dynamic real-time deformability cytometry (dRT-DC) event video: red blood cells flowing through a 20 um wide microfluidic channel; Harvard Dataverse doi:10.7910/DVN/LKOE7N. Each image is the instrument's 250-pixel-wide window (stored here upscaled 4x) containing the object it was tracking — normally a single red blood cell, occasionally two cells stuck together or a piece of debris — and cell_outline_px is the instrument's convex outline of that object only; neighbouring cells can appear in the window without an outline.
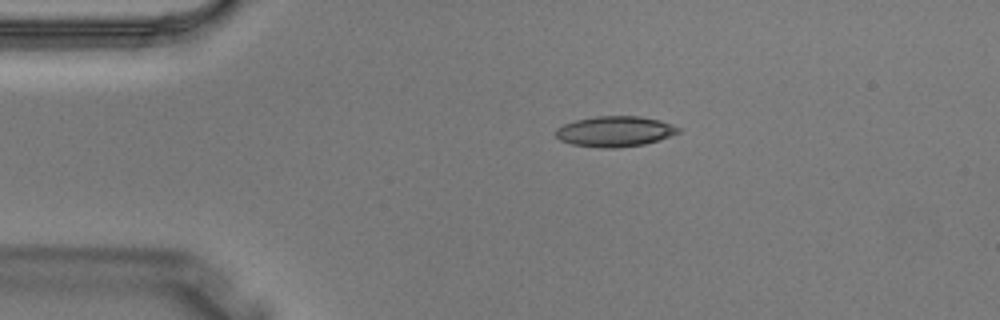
{"species": "Egyptian fruit bat (a non-hibernating species)", "species_latin": "Rousettus aegyptiacus", "temperature_condition": "warm", "stored_images_in_passage": 2, "camera_frame_rate_fps": 3000, "um_per_image_px": 0.085, "animal": {"sex": "male"}, "frame": {"image": 1, "passage_image": 1, "time_ms": 0.0, "image_size_px": [1000, 320], "cell_outline_px": [[680, 132], [644, 144], [616, 148], [600, 148], [572, 144], [560, 140], [556, 136], [556, 128], [564, 124], [576, 120], [596, 116], [640, 116], [660, 120], [672, 124], [680, 128]], "centroid_in_image_um": [52.25, 11.16], "position_along_channel_um": 32.7, "area_um2": 21.68}}